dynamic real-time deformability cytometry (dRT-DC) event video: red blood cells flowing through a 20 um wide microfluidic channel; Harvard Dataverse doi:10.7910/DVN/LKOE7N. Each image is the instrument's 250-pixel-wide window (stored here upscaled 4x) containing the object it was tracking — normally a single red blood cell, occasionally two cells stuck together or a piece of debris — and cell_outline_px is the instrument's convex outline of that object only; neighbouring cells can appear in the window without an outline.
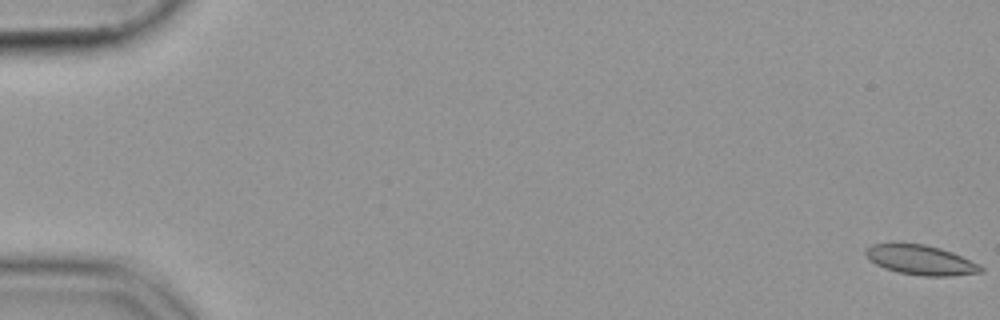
{"species": "common noctule bat (a hibernating species)", "species_latin": "Nyctalus noctula", "temperature_condition": "cold", "stored_images_in_passage": 56, "camera_frame_rate_fps": 3000, "um_per_image_px": 0.085, "animal": {"sex": "female", "body_mass_g": 19.9}, "frame": {"image": 1, "passage_image": 1, "time_ms": 0.0, "image_size_px": [1000, 320], "cell_outline_px": [[984, 272], [948, 276], [924, 276], [900, 272], [884, 268], [876, 264], [864, 252], [872, 244], [900, 240], [924, 244], [940, 248], [952, 252], [980, 264], [984, 268]], "centroid_in_image_um": [78.26, 22.05], "position_along_channel_um": 6.7, "area_um2": 20.35}}
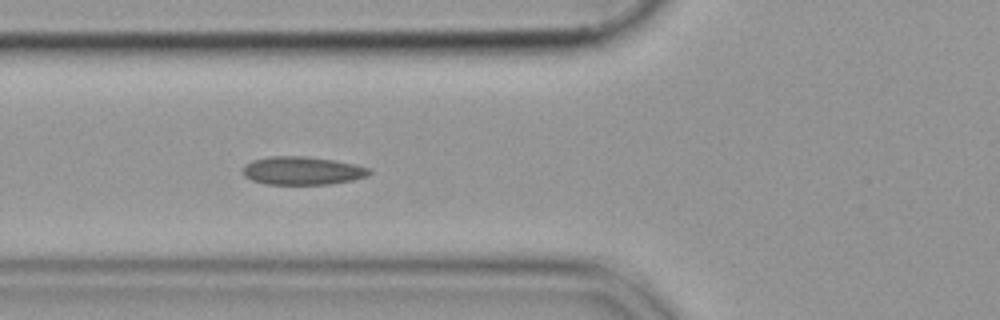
{"frame": {"image": 2, "passage_image": 22, "time_ms": 7.0, "image_size_px": [1000, 320], "cell_outline_px": [[372, 172], [368, 176], [352, 180], [328, 184], [264, 184], [252, 180], [244, 176], [240, 168], [244, 164], [252, 160], [268, 156], [304, 156], [332, 160], [352, 164], [368, 168]], "centroid_in_image_um": [25.62, 14.51], "position_along_channel_um": 100.2, "area_um2": 20.81}}
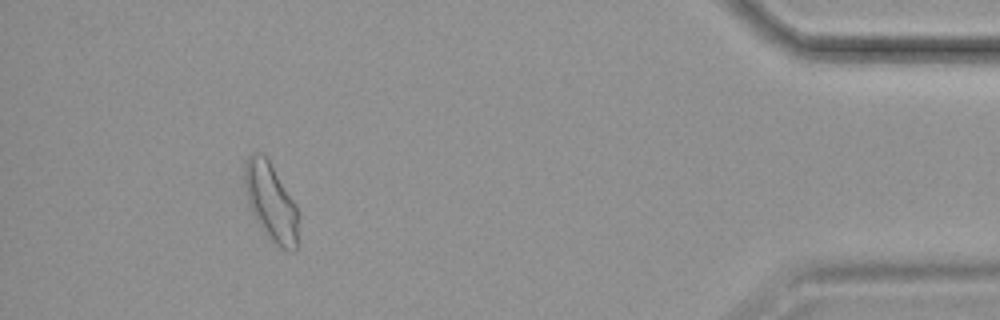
{"frame": {"image": 3, "passage_image": 52, "time_ms": 17.0, "image_size_px": [1000, 320], "cell_outline_px": [[300, 216], [296, 248], [292, 252], [288, 252], [280, 248], [264, 232], [256, 220], [248, 204], [244, 184], [244, 160], [252, 152], [260, 152], [268, 160], [296, 204]], "centroid_in_image_um": [23.04, 17.18], "position_along_channel_um": 412.2, "area_um2": 24.62}}